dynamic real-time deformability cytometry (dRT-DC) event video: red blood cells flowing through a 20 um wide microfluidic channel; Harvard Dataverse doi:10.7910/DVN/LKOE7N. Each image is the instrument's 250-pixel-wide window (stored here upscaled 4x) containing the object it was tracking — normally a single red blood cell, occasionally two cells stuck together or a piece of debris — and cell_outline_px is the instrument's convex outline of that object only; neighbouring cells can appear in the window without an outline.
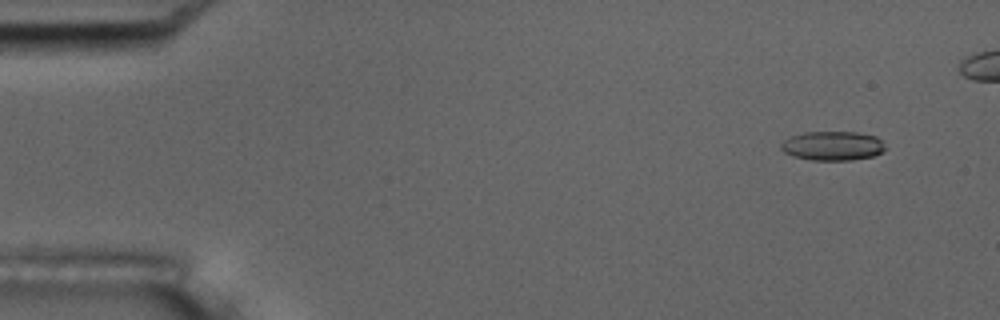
{"species": "common noctule bat (a hibernating species)", "species_latin": "Nyctalus noctula", "temperature_condition": "room temperature", "stored_images_in_passage": 50, "camera_frame_rate_fps": 3000, "um_per_image_px": 0.085, "animal": {"sex": "male", "body_mass_g": 17.5, "forearm_length_mm": 52.3}, "frame": {"image": 1, "passage_image": 5, "time_ms": 1.333, "image_size_px": [1000, 320], "cell_outline_px": [[884, 152], [872, 156], [852, 160], [812, 160], [792, 156], [784, 152], [780, 148], [780, 144], [784, 140], [792, 136], [804, 132], [856, 132], [876, 136], [880, 140], [884, 148]], "centroid_in_image_um": [70.75, 12.4], "position_along_channel_um": 14.3, "area_um2": 17.69}}
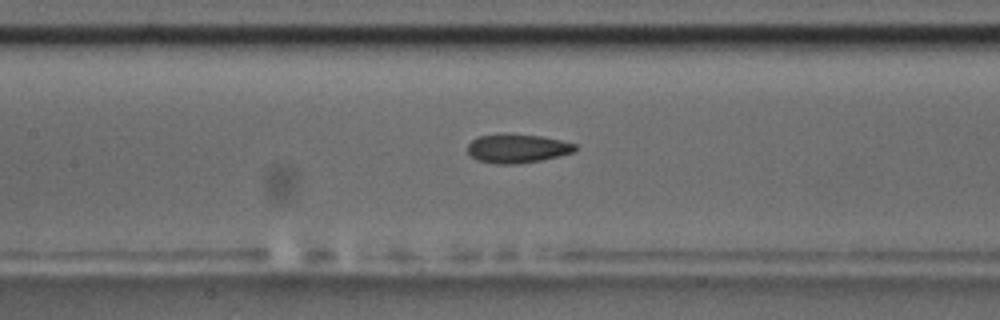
{"frame": {"image": 2, "passage_image": 26, "time_ms": 8.333, "image_size_px": [1000, 320], "cell_outline_px": [[576, 148], [572, 152], [560, 156], [540, 160], [512, 164], [496, 164], [480, 160], [472, 156], [468, 152], [468, 144], [472, 140], [480, 136], [504, 132], [540, 136], [560, 140], [576, 144]], "centroid_in_image_um": [43.96, 12.59], "position_along_channel_um": 163.4, "area_um2": 18.03}}